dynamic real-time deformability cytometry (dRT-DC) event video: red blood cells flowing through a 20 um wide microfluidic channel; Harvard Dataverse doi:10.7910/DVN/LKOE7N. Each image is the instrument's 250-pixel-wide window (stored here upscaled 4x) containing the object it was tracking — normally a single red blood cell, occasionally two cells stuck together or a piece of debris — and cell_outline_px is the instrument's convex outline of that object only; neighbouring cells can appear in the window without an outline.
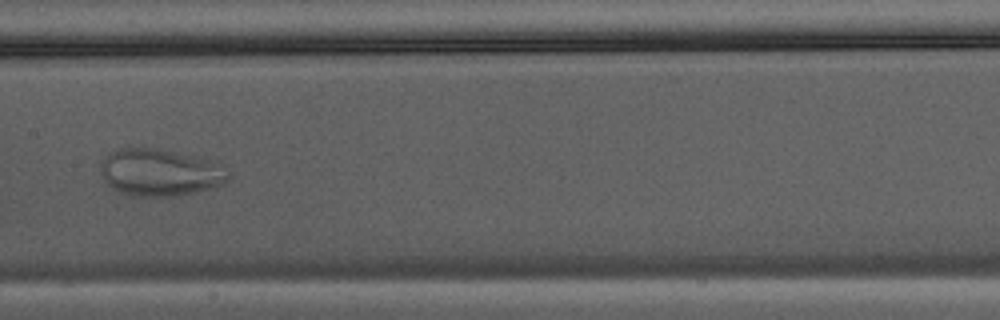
{"species": "Egyptian fruit bat (a non-hibernating species)", "species_latin": "Rousettus aegyptiacus", "temperature_condition": "warm", "stored_images_in_passage": 34, "camera_frame_rate_fps": 3000, "um_per_image_px": 0.085, "animal": {"sex": "male"}, "frame": {"image": 1, "passage_image": 15, "time_ms": 4.667, "image_size_px": [1000, 320], "cell_outline_px": [[228, 180], [224, 184], [196, 192], [168, 196], [132, 196], [120, 192], [112, 188], [104, 180], [100, 168], [104, 160], [112, 152], [124, 148], [160, 148], [224, 164], [228, 176]], "centroid_in_image_um": [13.62, 14.66], "position_along_channel_um": 193.8, "area_um2": 34.68}}
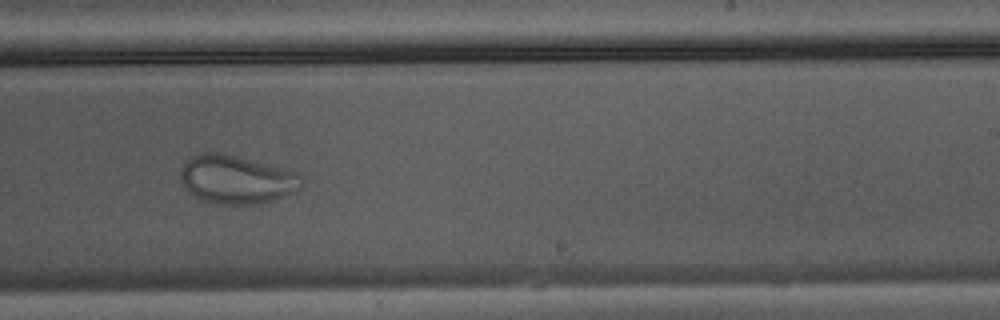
{"frame": {"image": 2, "passage_image": 20, "time_ms": 6.333, "image_size_px": [1000, 320], "cell_outline_px": [[300, 188], [284, 196], [260, 204], [208, 204], [196, 200], [188, 192], [180, 180], [180, 172], [184, 160], [200, 152], [220, 152], [300, 172]], "centroid_in_image_um": [20.02, 15.26], "position_along_channel_um": 269.0, "area_um2": 34.68}}